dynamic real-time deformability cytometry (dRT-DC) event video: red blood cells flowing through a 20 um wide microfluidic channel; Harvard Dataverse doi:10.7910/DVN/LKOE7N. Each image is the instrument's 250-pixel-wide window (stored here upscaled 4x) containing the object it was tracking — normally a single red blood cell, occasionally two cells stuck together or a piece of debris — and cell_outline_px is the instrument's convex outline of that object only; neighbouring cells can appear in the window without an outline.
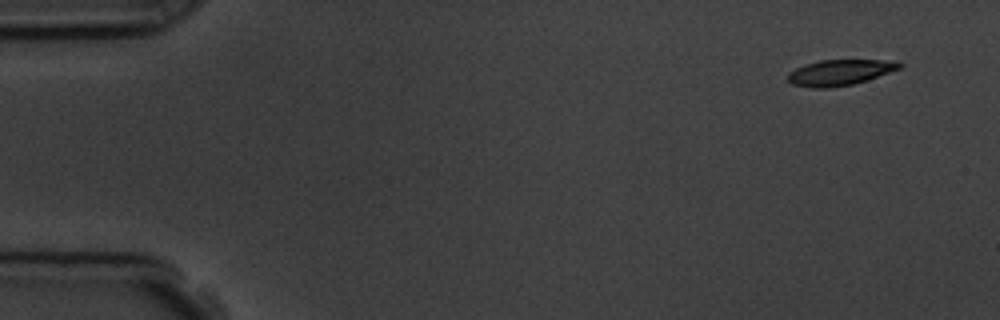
{"species": "common noctule bat (a hibernating species)", "species_latin": "Nyctalus noctula", "temperature_condition": "room temperature", "stored_images_in_passage": 9, "camera_frame_rate_fps": 3000, "um_per_image_px": 0.085, "animal": {"sex": "male", "body_mass_g": 19.5, "forearm_length_mm": 54.6}, "frame": {"image": 1, "passage_image": 1, "time_ms": 0.0, "image_size_px": [1000, 320], "cell_outline_px": [[904, 64], [900, 68], [852, 84], [828, 88], [812, 88], [792, 84], [788, 80], [788, 72], [804, 64], [820, 60], [880, 60]], "centroid_in_image_um": [71.29, 6.16], "position_along_channel_um": 13.7, "area_um2": 16.36}}
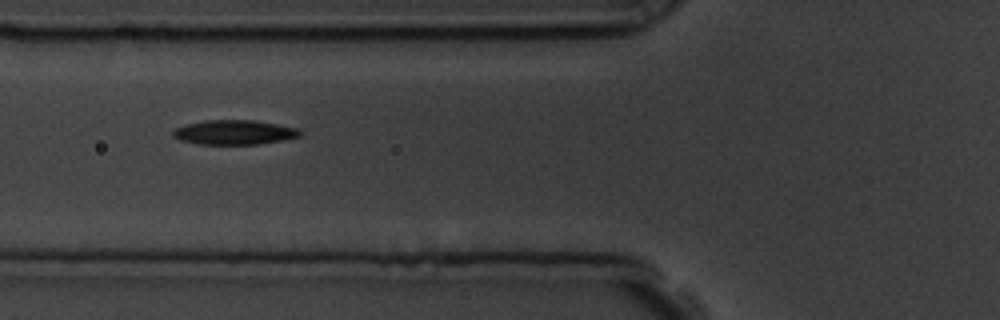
{"frame": {"image": 2, "passage_image": 6, "time_ms": 5.667, "image_size_px": [1000, 320], "cell_outline_px": [[304, 132], [300, 136], [284, 140], [256, 144], [200, 144], [180, 140], [172, 136], [172, 132], [176, 128], [188, 124], [204, 120], [252, 120], [300, 128]], "centroid_in_image_um": [19.95, 11.25], "position_along_channel_um": 105.8, "area_um2": 18.15}}